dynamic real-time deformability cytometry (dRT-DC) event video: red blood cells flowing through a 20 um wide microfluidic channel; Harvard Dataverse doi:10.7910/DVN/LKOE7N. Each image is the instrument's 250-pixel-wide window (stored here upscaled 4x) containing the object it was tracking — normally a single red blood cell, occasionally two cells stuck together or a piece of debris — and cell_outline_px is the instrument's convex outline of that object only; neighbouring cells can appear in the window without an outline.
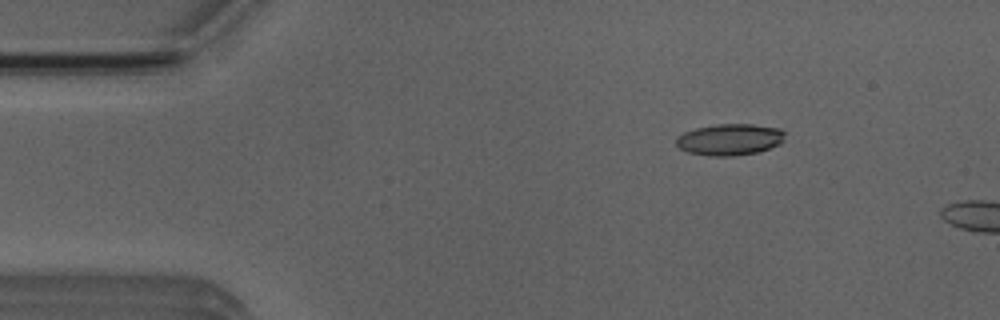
{"species": "Egyptian fruit bat (a non-hibernating species)", "species_latin": "Rousettus aegyptiacus", "temperature_condition": "room temperature", "stored_images_in_passage": 49, "camera_frame_rate_fps": 3000, "um_per_image_px": 0.085, "animal": {"sex": "male"}, "frame": {"image": 1, "passage_image": 8, "time_ms": 2.333, "image_size_px": [1000, 320], "cell_outline_px": [[784, 140], [780, 144], [756, 152], [736, 156], [712, 156], [688, 152], [680, 148], [676, 144], [676, 136], [684, 132], [696, 128], [716, 124], [752, 124], [780, 128], [784, 132]], "centroid_in_image_um": [62.02, 11.85], "position_along_channel_um": 23.0, "area_um2": 19.94}}
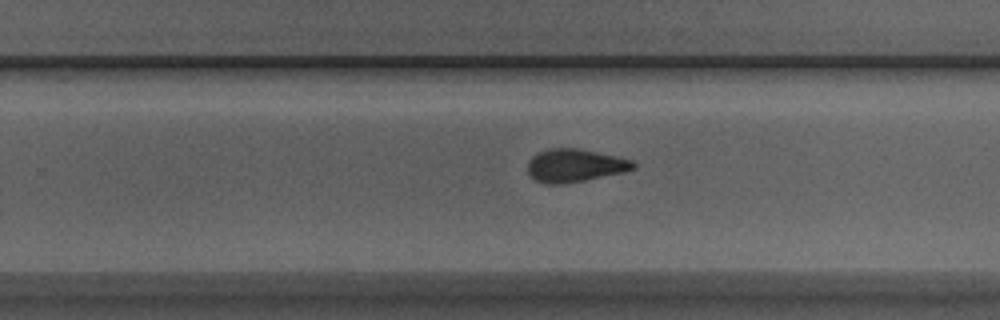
{"frame": {"image": 2, "passage_image": 33, "time_ms": 10.667, "image_size_px": [1000, 320], "cell_outline_px": [[636, 168], [624, 172], [564, 184], [544, 184], [536, 180], [528, 172], [528, 160], [536, 152], [548, 148], [576, 148], [616, 156], [632, 160], [636, 164]], "centroid_in_image_um": [48.84, 14.06], "position_along_channel_um": 281.0, "area_um2": 20.35}}
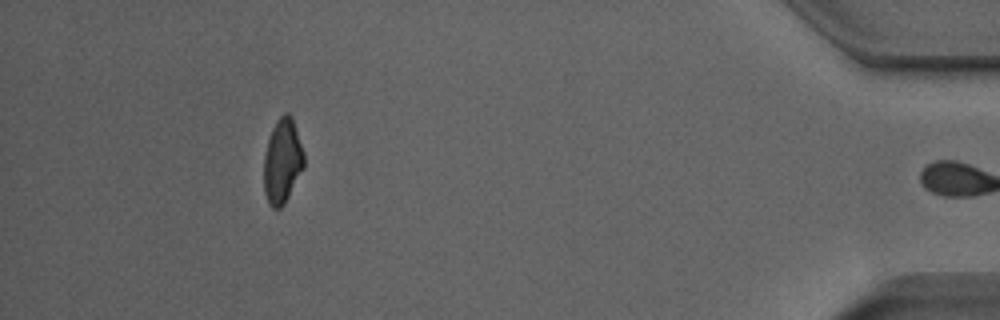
{"frame": {"image": 3, "passage_image": 48, "time_ms": 15.667, "image_size_px": [1000, 320], "cell_outline_px": [[304, 168], [284, 204], [280, 208], [272, 208], [268, 204], [264, 192], [264, 156], [268, 140], [272, 128], [276, 120], [284, 112], [288, 112], [292, 116], [304, 152]], "centroid_in_image_um": [24.0, 13.69], "position_along_channel_um": 411.2, "area_um2": 19.94}, "authors_computed_cell_mechanics": {"area_um2": 20.3456, "velocity_mm_per_s": 3.9419, "shape_relaxation_time_tau1_ms": 9.3281, "shape_relaxation_time_tau2_ms": 2.9187, "deformation_change_tau1": 0.2313, "deformation_change_tau2": 0.1039}}